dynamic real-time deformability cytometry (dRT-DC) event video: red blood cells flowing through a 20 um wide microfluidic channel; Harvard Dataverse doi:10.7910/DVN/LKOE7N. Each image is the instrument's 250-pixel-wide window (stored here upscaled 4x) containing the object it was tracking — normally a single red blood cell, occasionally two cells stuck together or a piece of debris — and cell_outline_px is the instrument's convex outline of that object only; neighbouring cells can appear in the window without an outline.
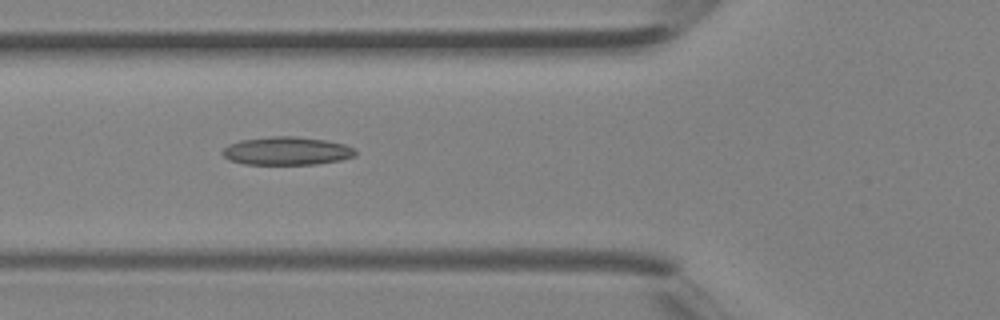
{"species": "Egyptian fruit bat (a non-hibernating species)", "species_latin": "Rousettus aegyptiacus", "temperature_condition": "room temperature", "stored_images_in_passage": 34, "camera_frame_rate_fps": 3000, "um_per_image_px": 0.085, "animal": {"sex": "female"}, "frame": {"image": 1, "passage_image": 9, "time_ms": 2.667, "image_size_px": [1000, 320], "cell_outline_px": [[356, 156], [340, 160], [316, 164], [244, 164], [228, 160], [220, 152], [228, 144], [240, 140], [272, 136], [296, 136], [324, 140], [344, 144], [352, 148], [356, 152]], "centroid_in_image_um": [24.33, 12.83], "position_along_channel_um": 101.5, "area_um2": 21.85}}
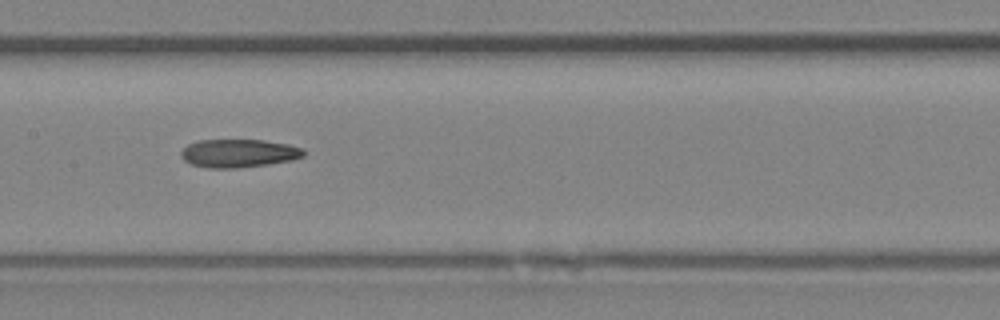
{"frame": {"image": 2, "passage_image": 14, "time_ms": 4.333, "image_size_px": [1000, 320], "cell_outline_px": [[304, 156], [292, 160], [268, 164], [236, 168], [208, 168], [192, 164], [184, 160], [180, 156], [180, 152], [188, 144], [196, 140], [264, 140], [288, 144], [304, 148]], "centroid_in_image_um": [20.28, 13.02], "position_along_channel_um": 187.1, "area_um2": 20.23}}
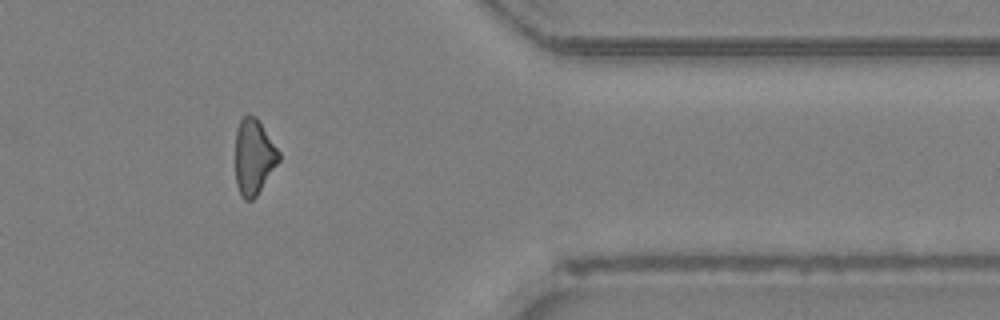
{"frame": {"image": 3, "passage_image": 27, "time_ms": 8.667, "image_size_px": [1000, 320], "cell_outline_px": [[280, 160], [256, 196], [252, 200], [244, 200], [240, 196], [236, 184], [236, 128], [240, 120], [248, 112], [256, 116], [280, 152]], "centroid_in_image_um": [21.56, 13.31], "position_along_channel_um": 389.8, "area_um2": 19.25}}